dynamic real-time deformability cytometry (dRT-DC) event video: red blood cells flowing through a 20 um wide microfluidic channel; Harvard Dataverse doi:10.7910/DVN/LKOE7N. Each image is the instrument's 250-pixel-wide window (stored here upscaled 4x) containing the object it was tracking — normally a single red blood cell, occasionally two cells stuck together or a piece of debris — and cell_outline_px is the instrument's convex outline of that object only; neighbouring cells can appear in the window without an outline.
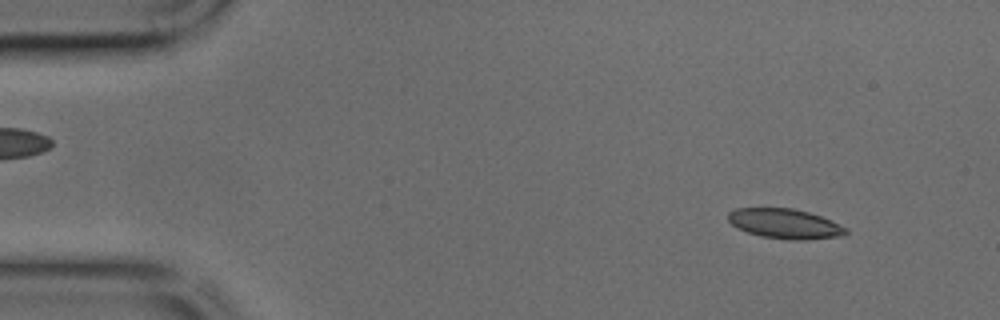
{"species": "common noctule bat (a hibernating species)", "species_latin": "Nyctalus noctula", "temperature_condition": "cold", "stored_images_in_passage": 44, "camera_frame_rate_fps": 3000, "um_per_image_px": 0.085, "animal": {"sex": "male", "body_mass_g": 17.9, "forearm_length_mm": 54.2}, "frame": {"image": 1, "passage_image": 4, "time_ms": 1.0, "image_size_px": [1000, 320], "cell_outline_px": [[848, 232], [844, 236], [808, 240], [792, 240], [760, 236], [736, 228], [728, 220], [728, 212], [736, 208], [792, 208], [808, 212], [820, 216], [848, 228]], "centroid_in_image_um": [66.73, 19.02], "position_along_channel_um": 18.3, "area_um2": 20.58}}
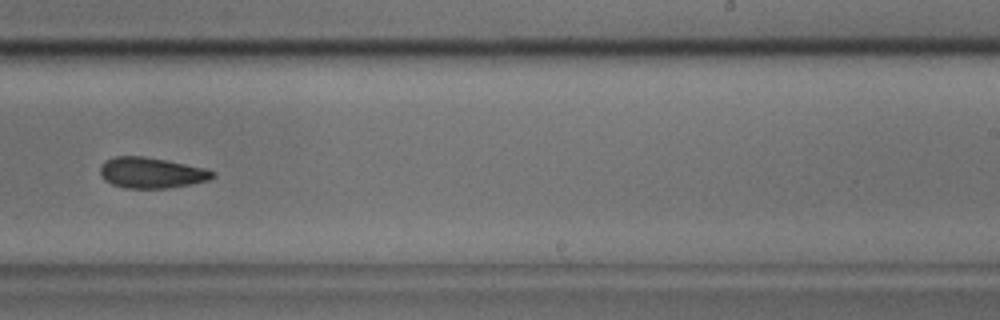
{"frame": {"image": 2, "passage_image": 27, "time_ms": 8.667, "image_size_px": [1000, 320], "cell_outline_px": [[216, 176], [208, 180], [192, 184], [164, 188], [128, 188], [112, 184], [104, 180], [100, 176], [100, 164], [104, 160], [116, 156], [144, 156], [204, 168], [216, 172]], "centroid_in_image_um": [12.84, 14.68], "position_along_channel_um": 276.2, "area_um2": 20.11}}
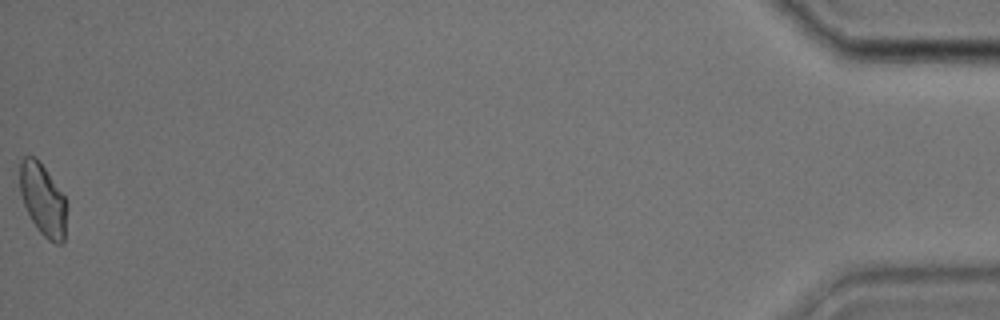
{"frame": {"image": 3, "passage_image": 44, "time_ms": 14.333, "image_size_px": [1000, 320], "cell_outline_px": [[68, 208], [64, 244], [56, 244], [48, 240], [36, 228], [24, 204], [20, 192], [20, 160], [24, 156], [36, 156], [64, 196], [68, 204]], "centroid_in_image_um": [3.68, 17.0], "position_along_channel_um": 431.5, "area_um2": 19.88}}